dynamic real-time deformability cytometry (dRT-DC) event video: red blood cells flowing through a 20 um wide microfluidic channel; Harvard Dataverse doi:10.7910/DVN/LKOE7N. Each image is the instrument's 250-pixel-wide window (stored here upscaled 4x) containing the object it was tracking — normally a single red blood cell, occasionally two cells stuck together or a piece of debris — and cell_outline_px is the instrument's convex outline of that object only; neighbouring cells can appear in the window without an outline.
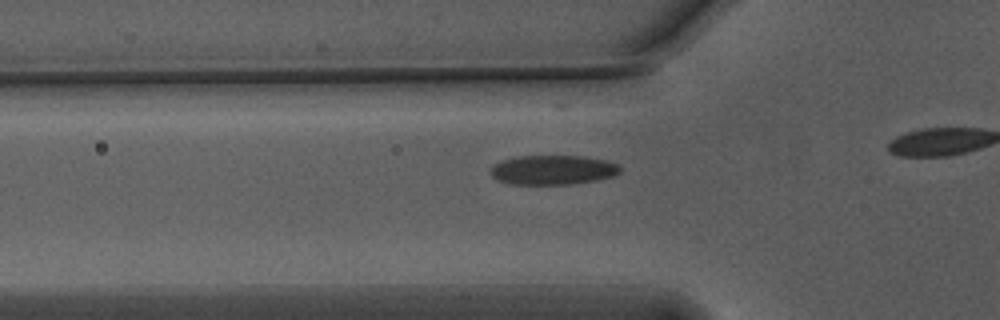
{"species": "Egyptian fruit bat (a non-hibernating species)", "species_latin": "Rousettus aegyptiacus", "temperature_condition": "warm", "stored_images_in_passage": 20, "camera_frame_rate_fps": 3000, "um_per_image_px": 0.085, "animal": {"sex": "male"}, "frame": {"image": 1, "passage_image": 15, "time_ms": 4.667, "image_size_px": [1000, 320], "cell_outline_px": [[620, 172], [612, 176], [596, 180], [572, 184], [512, 184], [500, 180], [492, 176], [492, 164], [500, 160], [520, 156], [580, 156], [604, 160], [620, 164]], "centroid_in_image_um": [47.0, 14.44], "position_along_channel_um": 78.8, "area_um2": 22.08}}